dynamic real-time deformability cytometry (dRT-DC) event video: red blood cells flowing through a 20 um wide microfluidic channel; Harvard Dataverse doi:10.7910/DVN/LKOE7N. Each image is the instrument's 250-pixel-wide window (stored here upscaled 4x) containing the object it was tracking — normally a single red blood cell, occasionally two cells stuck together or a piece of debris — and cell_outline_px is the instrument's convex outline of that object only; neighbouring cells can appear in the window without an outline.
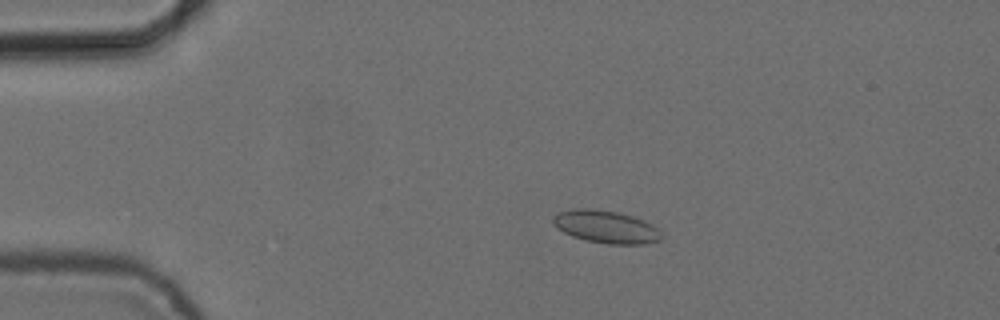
{"species": "common noctule bat (a hibernating species)", "species_latin": "Nyctalus noctula", "temperature_condition": "cold", "stored_images_in_passage": 4, "camera_frame_rate_fps": 3000, "um_per_image_px": 0.085, "animal": {"sex": "female", "body_mass_g": 24.6, "forearm_length_mm": 56.2}, "frame": {"image": 1, "passage_image": 2, "time_ms": 0.333, "image_size_px": [1000, 320], "cell_outline_px": [[660, 240], [644, 244], [608, 244], [584, 240], [572, 236], [556, 228], [552, 224], [552, 216], [560, 212], [572, 208], [588, 208], [616, 212], [632, 216], [644, 220], [652, 224], [660, 232]], "centroid_in_image_um": [51.45, 19.28], "position_along_channel_um": 33.5, "area_um2": 20.63}}